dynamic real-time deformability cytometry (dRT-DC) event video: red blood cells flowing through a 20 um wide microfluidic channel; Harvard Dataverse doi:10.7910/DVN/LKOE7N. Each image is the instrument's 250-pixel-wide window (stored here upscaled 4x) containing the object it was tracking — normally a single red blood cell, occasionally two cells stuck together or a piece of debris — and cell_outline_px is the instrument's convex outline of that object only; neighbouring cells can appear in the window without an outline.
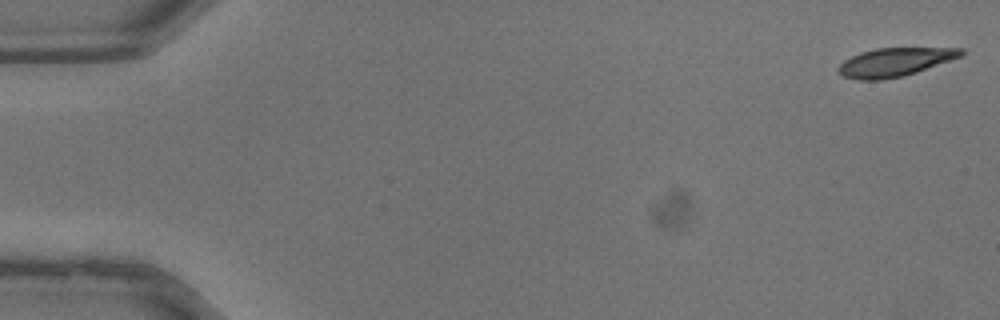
{"species": "common noctule bat (a hibernating species)", "species_latin": "Nyctalus noctula", "temperature_condition": "warm", "stored_images_in_passage": 37, "camera_frame_rate_fps": 3000, "um_per_image_px": 0.085, "animal": {"sex": "male", "body_mass_g": 13.3}, "frame": {"image": 1, "passage_image": 1, "time_ms": 0.0, "image_size_px": [1000, 320], "cell_outline_px": [[964, 56], [904, 76], [880, 80], [856, 80], [844, 76], [836, 68], [844, 60], [860, 52], [876, 48], [964, 48]], "centroid_in_image_um": [76.08, 5.28], "position_along_channel_um": 8.9, "area_um2": 20.46}}
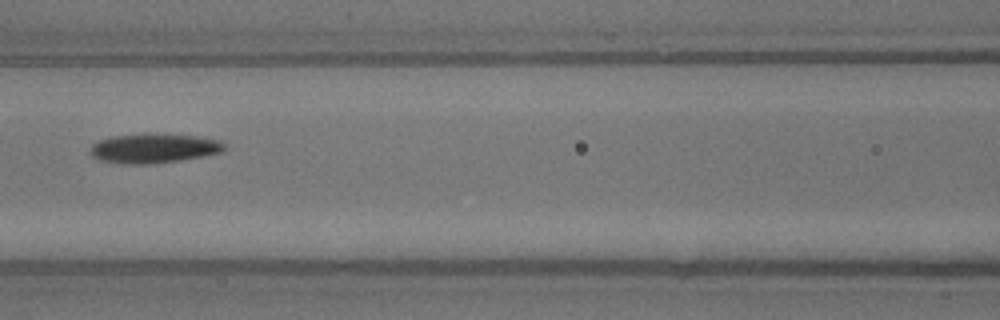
{"frame": {"image": 2, "passage_image": 17, "time_ms": 5.333, "image_size_px": [1000, 320], "cell_outline_px": [[224, 148], [220, 152], [204, 156], [156, 164], [124, 164], [100, 160], [92, 156], [92, 144], [100, 140], [112, 136], [148, 132], [192, 136], [216, 140], [224, 144]], "centroid_in_image_um": [13.03, 12.6], "position_along_channel_um": 153.6, "area_um2": 23.0}}
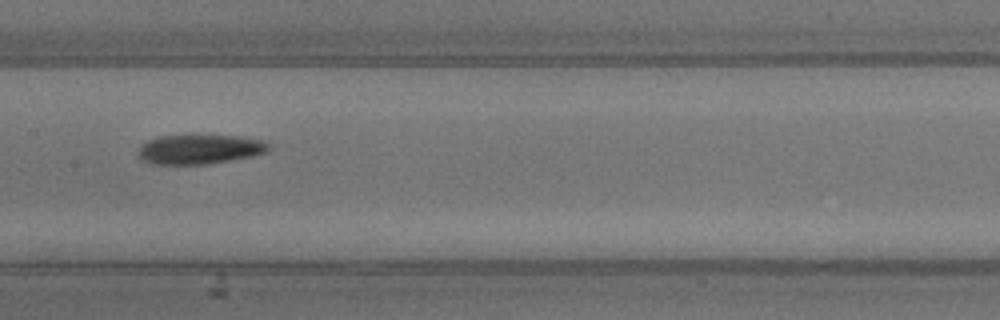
{"frame": {"image": 3, "passage_image": 19, "time_ms": 6.0, "image_size_px": [1000, 320], "cell_outline_px": [[268, 152], [252, 156], [208, 164], [152, 164], [140, 160], [136, 152], [148, 140], [160, 136], [240, 136], [264, 140], [268, 144]], "centroid_in_image_um": [16.96, 12.7], "position_along_channel_um": 190.4, "area_um2": 22.31}}